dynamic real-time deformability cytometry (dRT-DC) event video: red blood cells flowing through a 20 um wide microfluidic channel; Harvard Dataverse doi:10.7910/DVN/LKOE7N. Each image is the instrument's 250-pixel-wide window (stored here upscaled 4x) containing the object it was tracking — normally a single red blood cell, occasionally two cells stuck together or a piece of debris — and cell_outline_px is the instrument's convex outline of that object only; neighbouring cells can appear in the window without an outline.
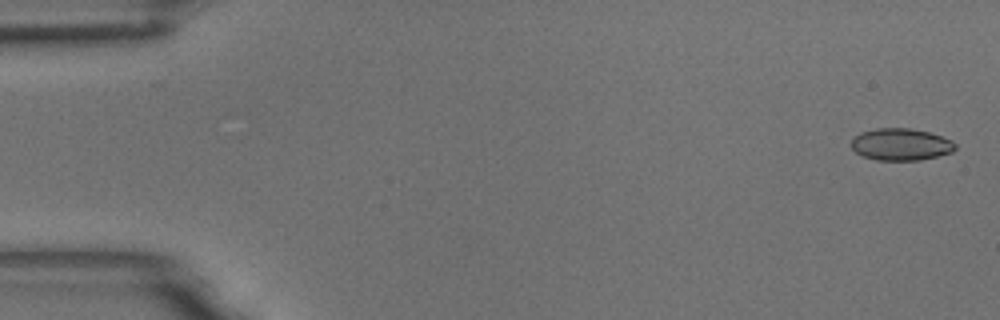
{"species": "common noctule bat (a hibernating species)", "species_latin": "Nyctalus noctula", "temperature_condition": "room temperature", "stored_images_in_passage": 57, "camera_frame_rate_fps": 3000, "um_per_image_px": 0.085, "animal": {"sex": "male", "body_mass_g": 18.8}, "frame": {"image": 1, "passage_image": 2, "time_ms": 0.333, "image_size_px": [1000, 320], "cell_outline_px": [[956, 148], [952, 152], [920, 160], [876, 160], [864, 156], [856, 152], [852, 148], [852, 136], [860, 132], [876, 128], [912, 128], [928, 132], [952, 140], [956, 144]], "centroid_in_image_um": [76.56, 12.26], "position_along_channel_um": 8.4, "area_um2": 19.42}}
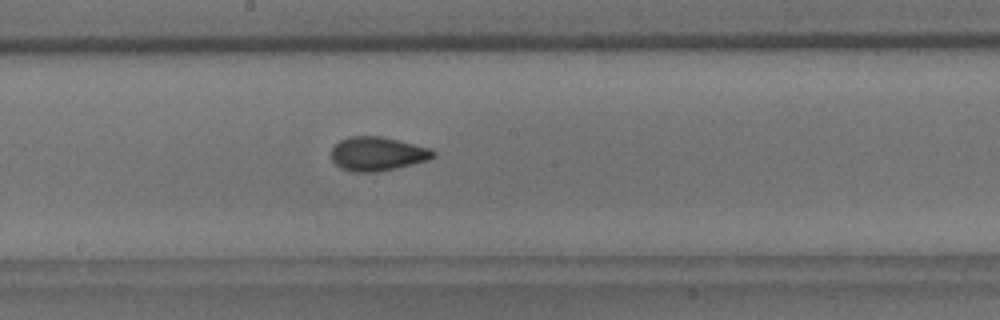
{"frame": {"image": 2, "passage_image": 31, "time_ms": 10.0, "image_size_px": [1000, 320], "cell_outline_px": [[436, 156], [428, 160], [396, 168], [376, 172], [352, 172], [340, 168], [332, 160], [332, 148], [340, 140], [348, 136], [380, 136], [432, 148], [436, 152]], "centroid_in_image_um": [32.09, 13.07], "position_along_channel_um": 216.1, "area_um2": 20.23}}
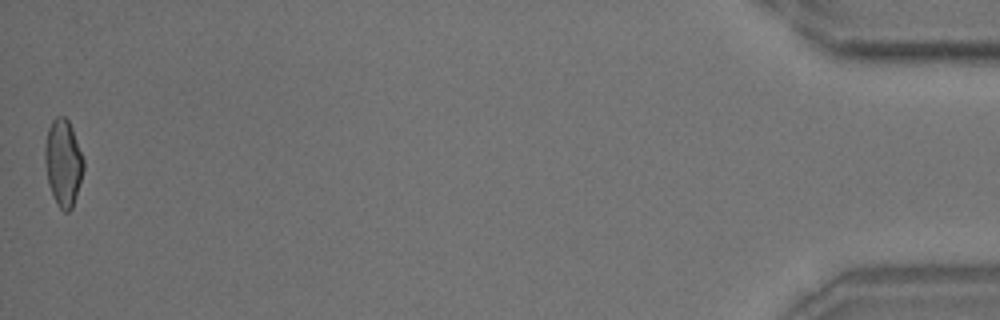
{"frame": {"image": 3, "passage_image": 57, "time_ms": 18.667, "image_size_px": [1000, 320], "cell_outline_px": [[84, 168], [76, 196], [72, 208], [68, 212], [64, 212], [56, 204], [48, 184], [44, 160], [44, 148], [48, 128], [52, 120], [56, 116], [64, 116], [68, 120], [72, 128], [84, 160]], "centroid_in_image_um": [5.36, 13.83], "position_along_channel_um": 429.8, "area_um2": 19.59}, "authors_computed_cell_mechanics": {"area_um2": 19.652, "velocity_mm_per_s": 3.561, "shape_relaxation_time_tau1_ms": 7.2291, "shape_relaxation_time_tau2_ms": 1.3206, "deformation_change_tau1": 0.1617, "deformation_change_tau2": 0.0737}}